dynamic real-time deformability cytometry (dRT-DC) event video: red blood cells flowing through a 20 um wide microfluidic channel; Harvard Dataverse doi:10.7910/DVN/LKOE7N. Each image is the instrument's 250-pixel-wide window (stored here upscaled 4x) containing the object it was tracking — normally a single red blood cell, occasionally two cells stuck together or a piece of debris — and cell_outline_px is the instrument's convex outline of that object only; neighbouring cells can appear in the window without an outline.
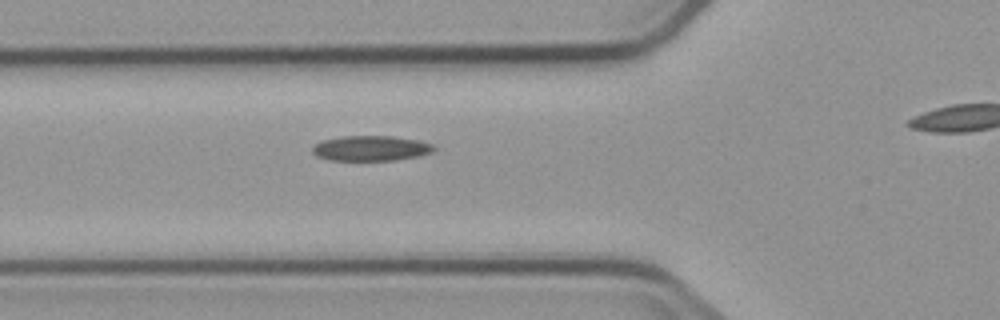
{"species": "common noctule bat (a hibernating species)", "species_latin": "Nyctalus noctula", "temperature_condition": "cold", "stored_images_in_passage": 3, "segment_of_instrument_passage": [1, 2], "camera_frame_rate_fps": 3000, "um_per_image_px": 0.085, "animal": {"sex": "male", "body_mass_g": 23.1, "forearm_length_mm": 52.7}, "frame": {"image": 1, "passage_image": 2, "time_ms": 1.0, "image_size_px": [1000, 320], "cell_outline_px": [[436, 148], [432, 152], [420, 156], [396, 160], [328, 160], [316, 156], [312, 152], [312, 148], [320, 140], [340, 136], [392, 136], [416, 140], [432, 144]], "centroid_in_image_um": [31.5, 12.6], "position_along_channel_um": 94.3, "area_um2": 17.92}}